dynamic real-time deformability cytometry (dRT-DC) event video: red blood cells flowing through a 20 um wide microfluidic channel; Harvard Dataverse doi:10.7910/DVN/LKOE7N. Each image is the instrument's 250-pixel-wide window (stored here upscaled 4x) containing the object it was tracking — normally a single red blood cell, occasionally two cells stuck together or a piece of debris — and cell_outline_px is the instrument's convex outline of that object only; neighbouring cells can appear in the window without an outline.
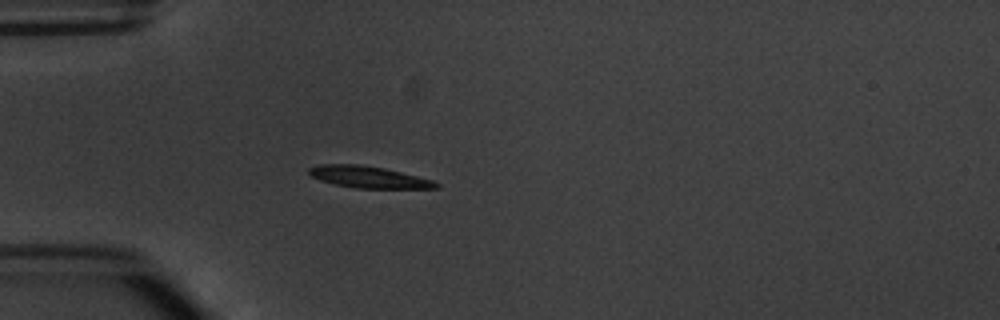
{"species": "common noctule bat (a hibernating species)", "species_latin": "Nyctalus noctula", "temperature_condition": "warm", "stored_images_in_passage": 4, "camera_frame_rate_fps": 3000, "um_per_image_px": 0.085, "animal": {"sex": "male", "body_mass_g": 20.1, "forearm_length_mm": 53.5}, "frame": {"image": 1, "passage_image": 4, "time_ms": 3.667, "image_size_px": [1000, 320], "cell_outline_px": [[440, 188], [356, 188], [336, 184], [320, 180], [312, 176], [308, 172], [308, 168], [320, 164], [360, 164], [384, 168], [432, 180], [440, 184]], "centroid_in_image_um": [31.32, 15.04], "position_along_channel_um": 53.7, "area_um2": 15.9}}